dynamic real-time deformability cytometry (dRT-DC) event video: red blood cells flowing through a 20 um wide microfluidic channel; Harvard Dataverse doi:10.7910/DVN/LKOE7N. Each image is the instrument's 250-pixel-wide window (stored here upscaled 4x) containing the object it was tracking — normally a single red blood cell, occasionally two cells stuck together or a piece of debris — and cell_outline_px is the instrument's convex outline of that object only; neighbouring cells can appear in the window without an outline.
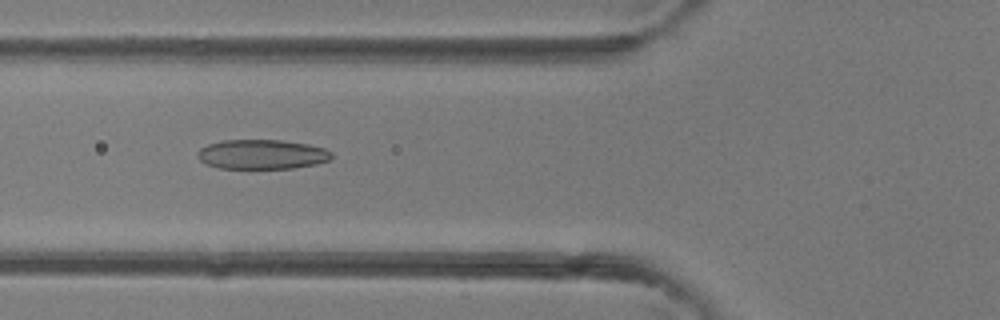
{"species": "common noctule bat (a hibernating species)", "species_latin": "Nyctalus noctula", "temperature_condition": "room temperature", "stored_images_in_passage": 30, "camera_frame_rate_fps": 3000, "um_per_image_px": 0.085, "animal": {"sex": "female"}, "frame": {"image": 1, "passage_image": 5, "time_ms": 1.333, "image_size_px": [1000, 320], "cell_outline_px": [[332, 156], [328, 160], [316, 164], [292, 168], [220, 168], [208, 164], [200, 160], [196, 156], [196, 152], [200, 148], [208, 144], [224, 140], [284, 140], [308, 144], [324, 148], [332, 152]], "centroid_in_image_um": [22.25, 13.11], "position_along_channel_um": 103.5, "area_um2": 23.06}}
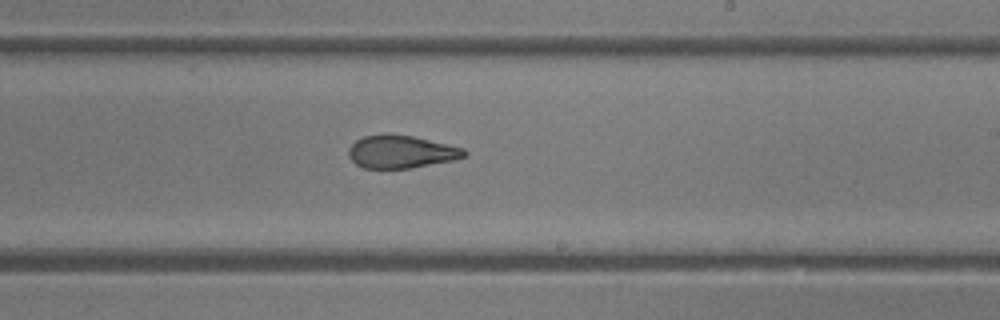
{"frame": {"image": 2, "passage_image": 14, "time_ms": 4.333, "image_size_px": [1000, 320], "cell_outline_px": [[468, 156], [452, 160], [408, 168], [364, 168], [356, 164], [348, 156], [348, 148], [356, 140], [364, 136], [384, 132], [388, 132], [412, 136], [464, 148], [468, 152]], "centroid_in_image_um": [34.07, 12.87], "position_along_channel_um": 254.9, "area_um2": 22.25}}
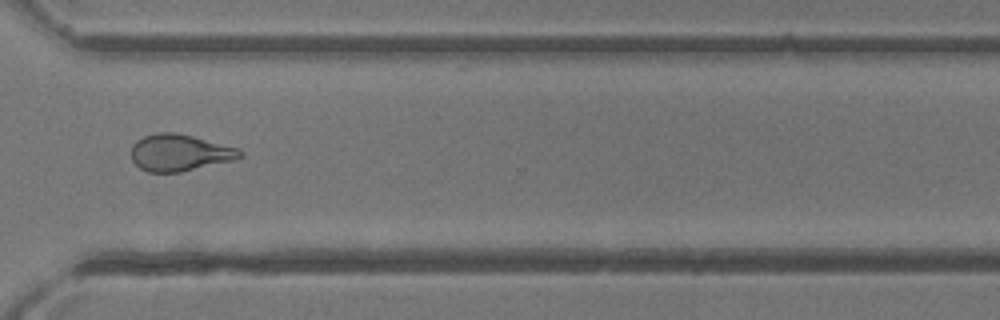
{"frame": {"image": 3, "passage_image": 20, "time_ms": 6.333, "image_size_px": [1000, 320], "cell_outline_px": [[244, 156], [232, 160], [180, 172], [148, 172], [140, 168], [132, 160], [132, 144], [136, 140], [144, 136], [156, 132], [176, 132], [240, 148], [244, 152]], "centroid_in_image_um": [15.27, 12.96], "position_along_channel_um": 355.3, "area_um2": 23.29}}